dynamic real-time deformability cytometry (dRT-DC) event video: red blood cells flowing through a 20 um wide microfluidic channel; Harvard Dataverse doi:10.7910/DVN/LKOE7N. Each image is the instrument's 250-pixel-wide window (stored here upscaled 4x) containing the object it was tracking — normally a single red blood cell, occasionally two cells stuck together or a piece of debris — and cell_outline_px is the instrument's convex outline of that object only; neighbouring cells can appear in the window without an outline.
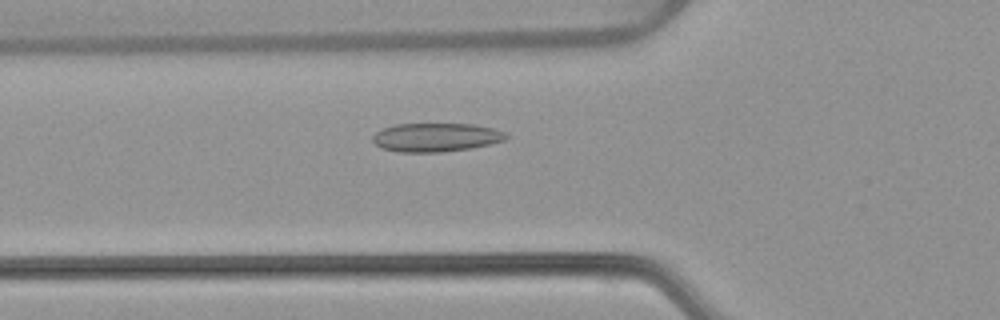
{"species": "common noctule bat (a hibernating species)", "species_latin": "Nyctalus noctula", "temperature_condition": "warm", "stored_images_in_passage": 37, "camera_frame_rate_fps": 3000, "um_per_image_px": 0.085, "animal": {"sex": "female", "body_mass_g": 22.7, "forearm_length_mm": 54.2}, "frame": {"image": 1, "passage_image": 2, "time_ms": 0.333, "image_size_px": [1000, 320], "cell_outline_px": [[508, 136], [504, 140], [472, 148], [440, 152], [396, 152], [380, 148], [372, 140], [372, 136], [376, 132], [384, 128], [396, 124], [472, 124], [492, 128], [504, 132]], "centroid_in_image_um": [37.01, 11.68], "position_along_channel_um": 88.8, "area_um2": 22.2}}
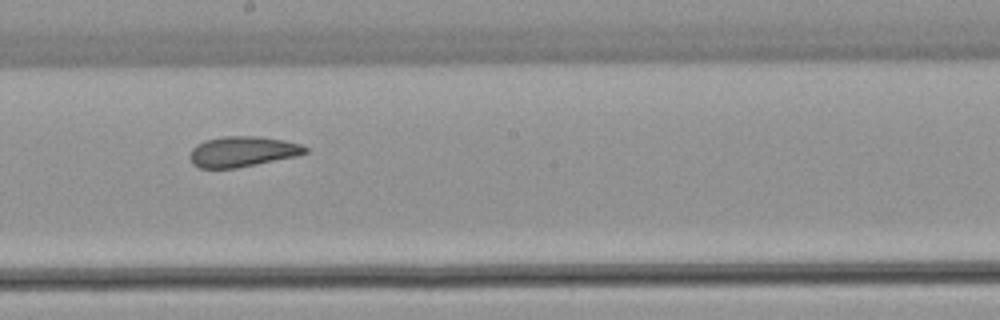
{"frame": {"image": 2, "passage_image": 13, "time_ms": 4.0, "image_size_px": [1000, 320], "cell_outline_px": [[308, 152], [296, 156], [236, 168], [200, 168], [192, 164], [188, 156], [192, 148], [196, 144], [204, 140], [224, 136], [256, 136], [284, 140], [300, 144], [308, 148]], "centroid_in_image_um": [20.57, 12.88], "position_along_channel_um": 227.6, "area_um2": 20.52}}
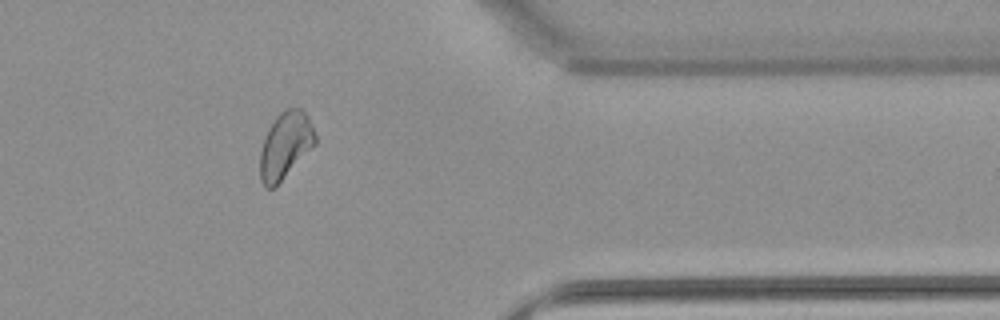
{"frame": {"image": 3, "passage_image": 27, "time_ms": 8.667, "image_size_px": [1000, 320], "cell_outline_px": [[316, 144], [272, 188], [264, 188], [260, 180], [260, 152], [268, 128], [276, 116], [284, 108], [300, 108], [308, 116], [312, 124], [316, 136]], "centroid_in_image_um": [24.25, 12.32], "position_along_channel_um": 387.2, "area_um2": 21.15}}